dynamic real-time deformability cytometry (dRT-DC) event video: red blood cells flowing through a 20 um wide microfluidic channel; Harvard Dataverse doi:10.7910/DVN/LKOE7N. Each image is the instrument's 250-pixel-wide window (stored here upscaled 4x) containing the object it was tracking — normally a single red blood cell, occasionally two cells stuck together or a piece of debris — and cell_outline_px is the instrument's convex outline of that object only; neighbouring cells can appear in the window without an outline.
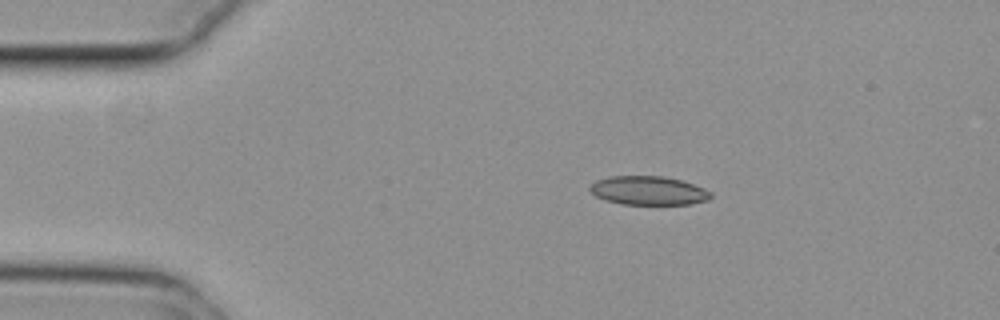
{"species": "common noctule bat (a hibernating species)", "species_latin": "Nyctalus noctula", "temperature_condition": "cold", "stored_images_in_passage": 40, "camera_frame_rate_fps": 3000, "um_per_image_px": 0.085, "animal": {"sex": "female", "body_mass_g": 29.2, "forearm_length_mm": 56.3}, "frame": {"image": 1, "passage_image": 3, "time_ms": 0.667, "image_size_px": [1000, 320], "cell_outline_px": [[712, 196], [708, 200], [692, 204], [620, 204], [604, 200], [596, 196], [588, 188], [596, 180], [608, 176], [664, 176], [680, 180], [704, 188], [712, 192]], "centroid_in_image_um": [55.11, 16.2], "position_along_channel_um": 29.9, "area_um2": 20.35}}
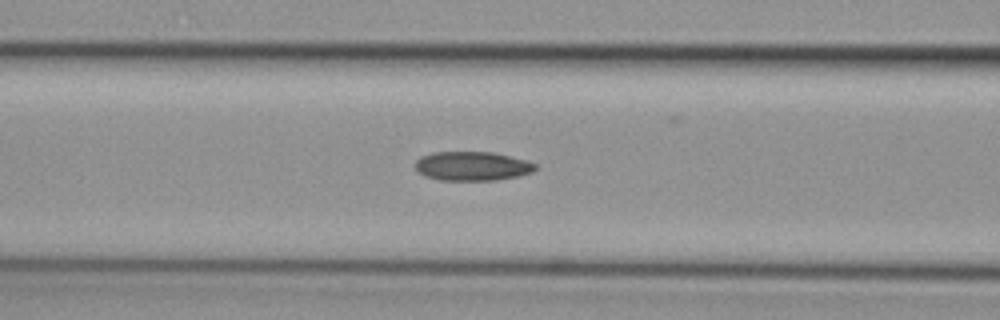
{"frame": {"image": 2, "passage_image": 15, "time_ms": 4.667, "image_size_px": [1000, 320], "cell_outline_px": [[536, 168], [532, 172], [520, 176], [496, 180], [440, 180], [424, 176], [416, 172], [412, 164], [420, 156], [432, 152], [492, 152], [524, 160], [536, 164]], "centroid_in_image_um": [40.05, 14.12], "position_along_channel_um": 126.5, "area_um2": 20.58}}
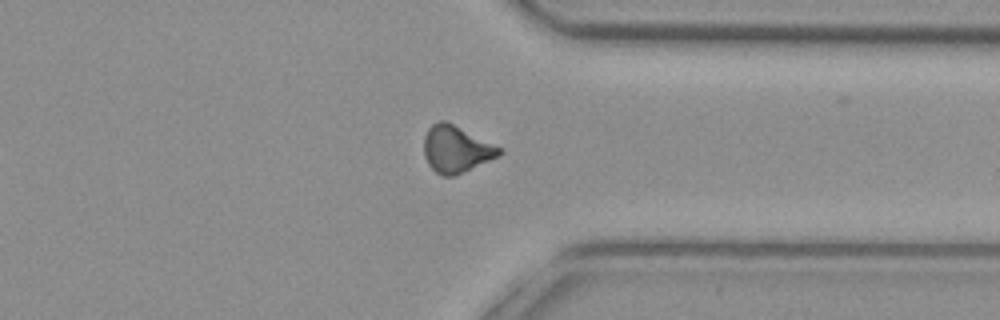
{"frame": {"image": 3, "passage_image": 35, "time_ms": 11.333, "image_size_px": [1000, 320], "cell_outline_px": [[504, 152], [456, 176], [444, 176], [436, 172], [428, 164], [424, 156], [424, 136], [428, 128], [432, 124], [440, 120], [444, 120], [500, 148]], "centroid_in_image_um": [38.71, 12.69], "position_along_channel_um": 372.7, "area_um2": 20.0}, "authors_computed_cell_mechanics": {"area_um2": 20.5768, "velocity_mm_per_s": 3.7379, "shape_relaxation_time_tau1_ms": null, "shape_relaxation_time_tau2_ms": 7.8464, "deformation_change_tau1": null, "deformation_change_tau2": 0.1434}}